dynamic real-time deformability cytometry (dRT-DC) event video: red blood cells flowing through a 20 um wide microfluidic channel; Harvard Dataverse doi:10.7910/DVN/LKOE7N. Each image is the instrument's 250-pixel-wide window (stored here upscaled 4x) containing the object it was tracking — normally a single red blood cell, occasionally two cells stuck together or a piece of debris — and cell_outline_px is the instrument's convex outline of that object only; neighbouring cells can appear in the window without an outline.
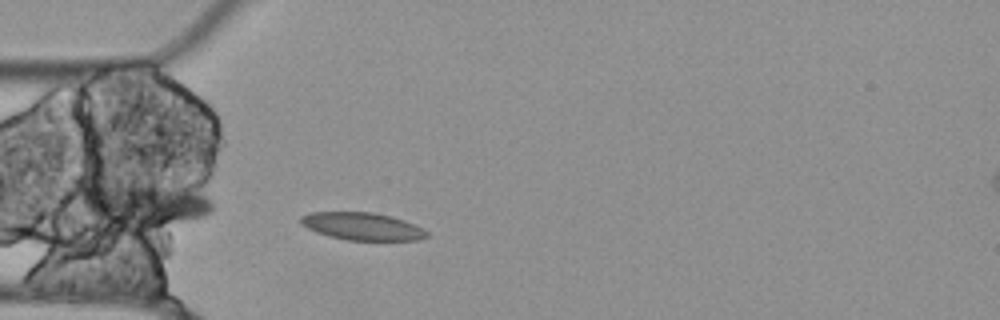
{"species": "Egyptian fruit bat (a non-hibernating species)", "species_latin": "Rousettus aegyptiacus", "temperature_condition": "cold", "stored_images_in_passage": 4, "camera_frame_rate_fps": 3000, "um_per_image_px": 0.085, "animal": {"sex": "female"}, "frame": {"image": 1, "passage_image": 1, "time_ms": 0.0, "image_size_px": [1000, 320], "cell_outline_px": [[428, 236], [420, 240], [348, 240], [328, 236], [316, 232], [300, 224], [300, 216], [312, 212], [372, 212], [392, 216], [404, 220], [428, 232]], "centroid_in_image_um": [30.76, 19.23], "position_along_channel_um": 54.2, "area_um2": 20.17}}
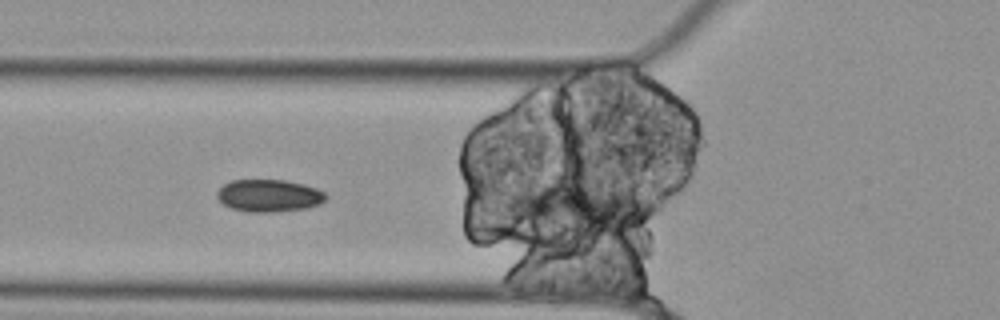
{"frame": {"image": 2, "passage_image": 3, "time_ms": 0.667, "image_size_px": [1000, 320], "cell_outline_px": [[328, 196], [320, 204], [308, 208], [272, 212], [248, 212], [232, 208], [224, 204], [216, 196], [216, 192], [224, 184], [232, 180], [284, 180], [304, 184], [316, 188], [324, 192]], "centroid_in_image_um": [22.88, 16.63], "position_along_channel_um": 102.9, "area_um2": 20.52}}